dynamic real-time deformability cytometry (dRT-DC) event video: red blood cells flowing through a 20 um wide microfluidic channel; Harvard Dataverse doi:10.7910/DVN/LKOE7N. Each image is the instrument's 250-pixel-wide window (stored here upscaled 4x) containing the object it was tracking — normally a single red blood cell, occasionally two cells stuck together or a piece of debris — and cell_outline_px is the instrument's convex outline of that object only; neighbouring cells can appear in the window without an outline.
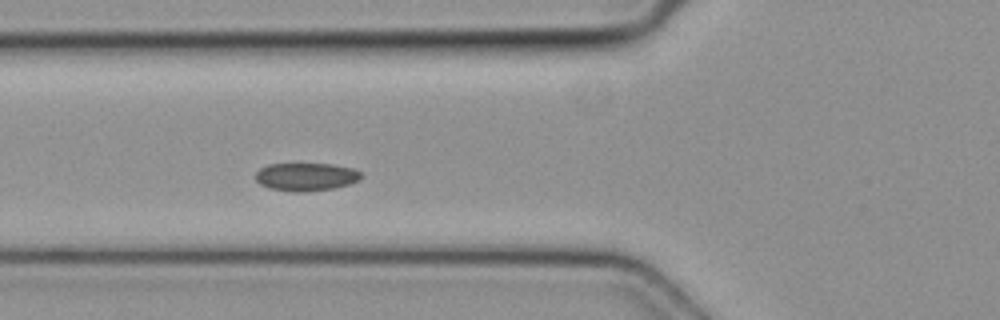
{"species": "common noctule bat (a hibernating species)", "species_latin": "Nyctalus noctula", "temperature_condition": "cold", "stored_images_in_passage": 6, "camera_frame_rate_fps": 3000, "um_per_image_px": 0.085, "animal": {"sex": "female", "body_mass_g": 19.3, "forearm_length_mm": 54.1}, "frame": {"image": 1, "passage_image": 6, "time_ms": 1.667, "image_size_px": [1000, 320], "cell_outline_px": [[360, 180], [348, 184], [332, 188], [304, 192], [292, 192], [268, 188], [260, 184], [256, 180], [256, 172], [260, 168], [268, 164], [332, 164], [352, 168], [360, 172]], "centroid_in_image_um": [25.97, 15.03], "position_along_channel_um": 99.8, "area_um2": 17.17}}